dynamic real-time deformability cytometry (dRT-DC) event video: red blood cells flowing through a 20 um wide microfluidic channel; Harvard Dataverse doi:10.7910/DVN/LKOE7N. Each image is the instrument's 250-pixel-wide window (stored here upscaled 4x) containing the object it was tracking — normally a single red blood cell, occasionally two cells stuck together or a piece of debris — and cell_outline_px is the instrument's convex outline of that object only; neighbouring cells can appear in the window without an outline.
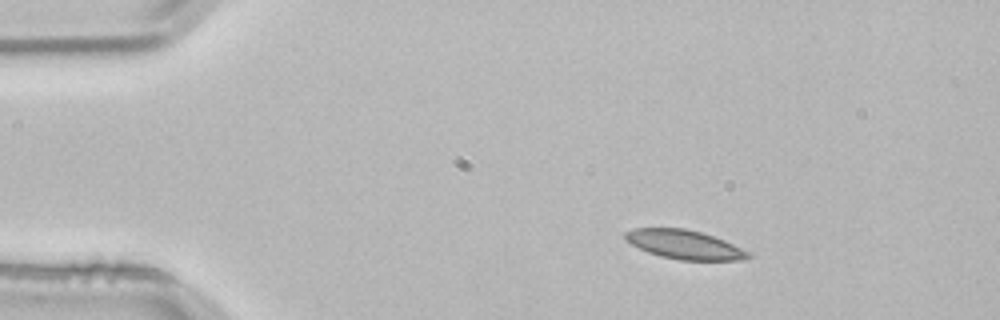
{"species": "common noctule bat (a hibernating species)", "species_latin": "Nyctalus noctula", "temperature_condition": "room temperature", "stored_images_in_passage": 3, "camera_frame_rate_fps": 3000, "um_per_image_px": 0.085, "animal": {"sex": "male", "body_mass_g": 21.5, "forearm_length_mm": 52.0}, "frame": {"image": 1, "passage_image": 1, "time_ms": 0.0, "image_size_px": [1000, 320], "cell_outline_px": [[752, 256], [744, 260], [680, 260], [660, 256], [648, 252], [624, 240], [624, 232], [636, 228], [684, 228], [700, 232], [724, 240], [752, 252]], "centroid_in_image_um": [58.2, 20.79], "position_along_channel_um": 26.8, "area_um2": 20.81}}
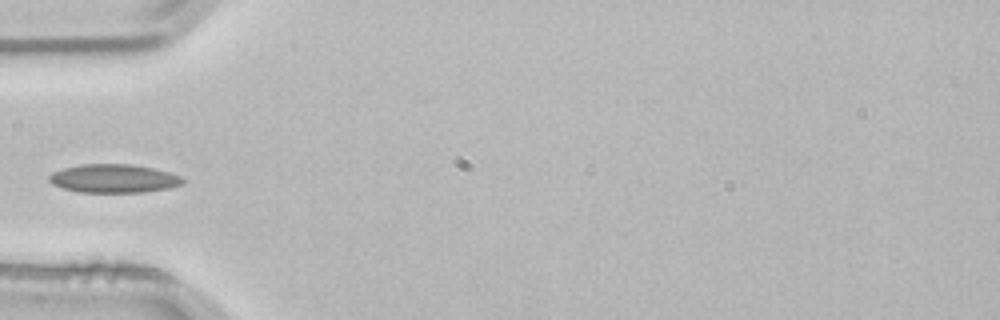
{"frame": {"image": 2, "passage_image": 3, "time_ms": 0.667, "image_size_px": [1000, 320], "cell_outline_px": [[184, 184], [168, 188], [144, 192], [76, 192], [52, 184], [48, 180], [48, 176], [52, 172], [64, 168], [80, 164], [132, 164], [152, 168], [168, 172], [180, 176], [184, 180]], "centroid_in_image_um": [9.65, 15.17], "position_along_channel_um": 75.4, "area_um2": 22.2}}